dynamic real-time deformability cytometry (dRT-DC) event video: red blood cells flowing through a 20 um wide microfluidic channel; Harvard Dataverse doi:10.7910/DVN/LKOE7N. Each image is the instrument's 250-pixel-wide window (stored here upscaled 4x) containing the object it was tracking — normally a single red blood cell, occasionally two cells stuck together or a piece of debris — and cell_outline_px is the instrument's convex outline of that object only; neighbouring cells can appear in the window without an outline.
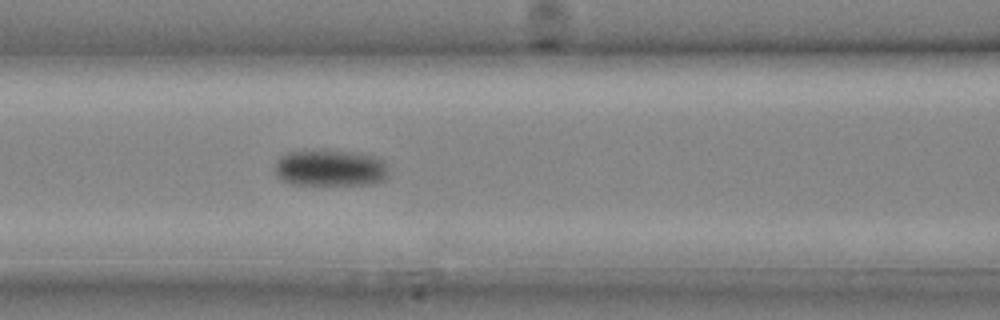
{"species": "common noctule bat (a hibernating species)", "species_latin": "Nyctalus noctula", "temperature_condition": "cold", "stored_images_in_passage": 9, "camera_frame_rate_fps": 3000, "um_per_image_px": 0.085, "animal": {"sex": "male", "body_mass_g": 20.4}, "frame": {"image": 1, "passage_image": 9, "time_ms": 2.667, "image_size_px": [1000, 320], "cell_outline_px": [[388, 176], [384, 180], [372, 184], [292, 184], [276, 176], [276, 160], [284, 152], [312, 148], [360, 152], [376, 156], [384, 160], [388, 164]], "centroid_in_image_um": [28.09, 14.23], "position_along_channel_um": 138.5, "area_um2": 25.09}}